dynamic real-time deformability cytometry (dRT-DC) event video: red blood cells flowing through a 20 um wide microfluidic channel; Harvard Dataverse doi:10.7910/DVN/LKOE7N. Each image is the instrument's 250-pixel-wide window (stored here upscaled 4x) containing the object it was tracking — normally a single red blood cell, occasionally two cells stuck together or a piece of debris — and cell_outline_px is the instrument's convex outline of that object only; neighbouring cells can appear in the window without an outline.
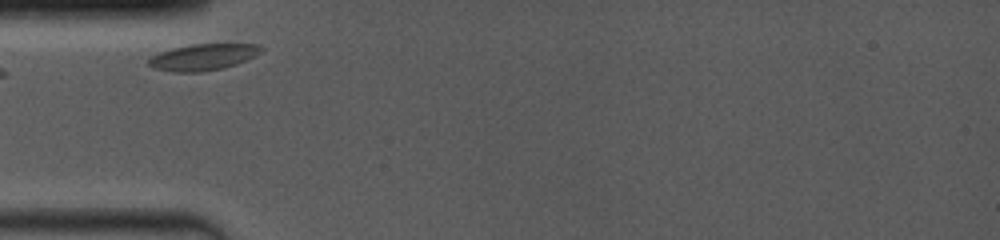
{"species": "common noctule bat (a hibernating species)", "species_latin": "Nyctalus noctula", "temperature_condition": "room temperature", "stored_images_in_passage": 3, "camera_frame_rate_fps": 4000, "um_per_image_px": 0.085, "animal": {"sex": "female", "body_mass_g": 19.0, "forearm_length_mm": 53.3}, "frame": {"image": 1, "passage_image": 1, "time_ms": 0.0, "image_size_px": [1000, 240], "cell_outline_px": [[264, 48], [260, 52], [236, 64], [224, 68], [200, 72], [172, 72], [152, 68], [148, 64], [148, 60], [152, 56], [160, 52], [172, 48], [192, 44], [260, 44]], "centroid_in_image_um": [17.23, 4.85], "position_along_channel_um": 67.8, "area_um2": 17.22}}
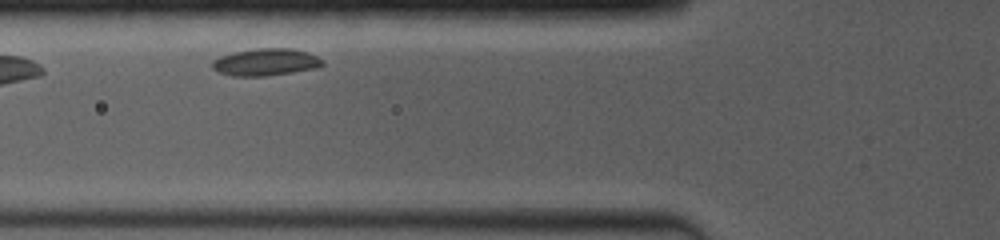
{"frame": {"image": 2, "passage_image": 2, "time_ms": 1.0, "image_size_px": [1000, 240], "cell_outline_px": [[324, 64], [320, 68], [264, 76], [232, 76], [216, 72], [212, 68], [212, 60], [220, 56], [236, 52], [256, 48], [292, 48], [308, 52], [316, 56]], "centroid_in_image_um": [22.57, 5.28], "position_along_channel_um": 103.2, "area_um2": 17.51}}
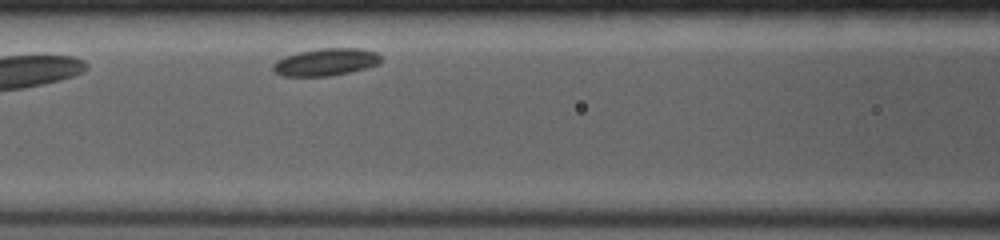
{"frame": {"image": 3, "passage_image": 3, "time_ms": 2.0, "image_size_px": [1000, 240], "cell_outline_px": [[380, 64], [368, 68], [328, 76], [280, 76], [272, 68], [272, 64], [276, 60], [284, 56], [300, 52], [320, 48], [360, 48], [376, 52], [380, 56]], "centroid_in_image_um": [27.69, 5.27], "position_along_channel_um": 138.9, "area_um2": 17.22}}